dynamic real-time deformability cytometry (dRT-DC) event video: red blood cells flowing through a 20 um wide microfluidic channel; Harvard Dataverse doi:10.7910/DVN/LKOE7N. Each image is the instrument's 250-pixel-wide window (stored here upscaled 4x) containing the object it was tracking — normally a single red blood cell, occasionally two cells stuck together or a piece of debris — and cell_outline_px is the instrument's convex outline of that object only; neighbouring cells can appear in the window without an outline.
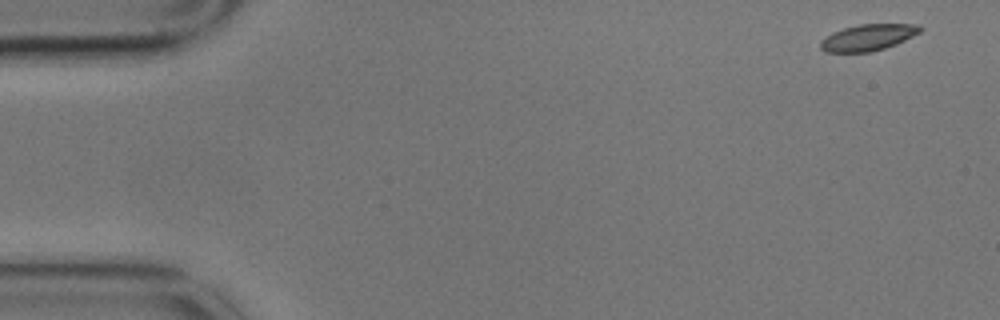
{"species": "common noctule bat (a hibernating species)", "species_latin": "Nyctalus noctula", "temperature_condition": "cold", "stored_images_in_passage": 58, "camera_frame_rate_fps": 3000, "um_per_image_px": 0.085, "animal": {"sex": "male", "body_mass_g": 17.9}, "frame": {"image": 1, "passage_image": 1, "time_ms": 0.0, "image_size_px": [1000, 320], "cell_outline_px": [[924, 28], [920, 32], [896, 44], [872, 52], [824, 52], [820, 48], [820, 40], [832, 32], [844, 28], [860, 24], [920, 24]], "centroid_in_image_um": [73.77, 3.18], "position_along_channel_um": 11.2, "area_um2": 15.37}}
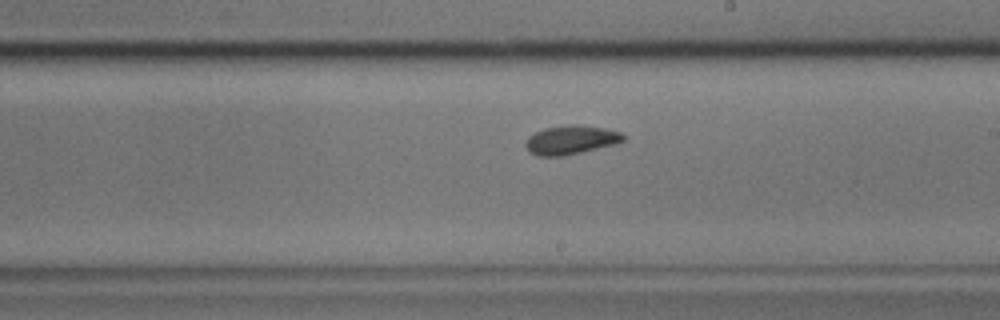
{"frame": {"image": 2, "passage_image": 32, "time_ms": 10.333, "image_size_px": [1000, 320], "cell_outline_px": [[624, 140], [616, 144], [564, 156], [536, 156], [528, 152], [524, 144], [528, 136], [544, 128], [572, 124], [580, 124], [604, 128], [620, 132], [624, 136]], "centroid_in_image_um": [48.49, 11.89], "position_along_channel_um": 240.5, "area_um2": 16.59}}
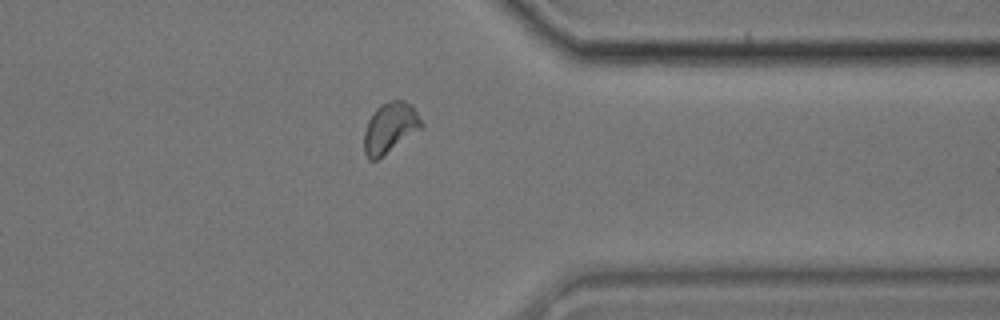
{"frame": {"image": 3, "passage_image": 45, "time_ms": 14.667, "image_size_px": [1000, 320], "cell_outline_px": [[424, 124], [420, 128], [376, 160], [368, 160], [364, 152], [364, 132], [368, 120], [376, 108], [380, 104], [392, 100], [404, 100], [412, 104]], "centroid_in_image_um": [33.13, 10.82], "position_along_channel_um": 378.3, "area_um2": 16.59}, "authors_computed_cell_mechanics": {"area_um2": 16.2996, "velocity_mm_per_s": 3.3512, "shape_relaxation_time_tau1_ms": 3.9024, "shape_relaxation_time_tau2_ms": 3.0258, "deformation_change_tau1": 0.1177, "deformation_change_tau2": 0.035}}